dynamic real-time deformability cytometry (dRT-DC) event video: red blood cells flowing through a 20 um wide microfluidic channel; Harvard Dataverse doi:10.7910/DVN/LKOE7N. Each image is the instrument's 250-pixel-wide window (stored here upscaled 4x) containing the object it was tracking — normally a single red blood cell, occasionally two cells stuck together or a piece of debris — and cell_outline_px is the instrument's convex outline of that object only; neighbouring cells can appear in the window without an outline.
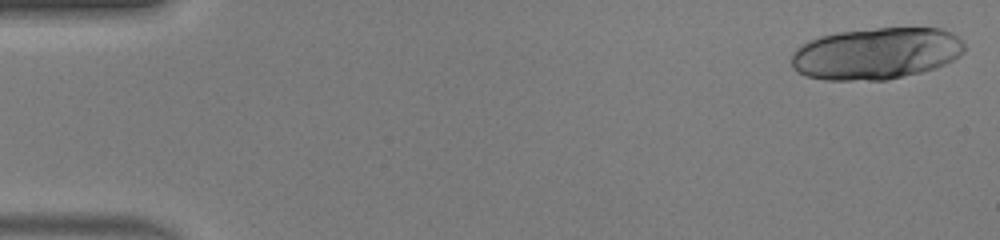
{"species": "human", "species_latin": "Homo sapiens", "temperature_condition": "warm", "stored_images_in_passage": 17, "camera_frame_rate_fps": 3000, "um_per_image_px": 0.085, "donor": {"sex": "male"}, "frame": {"image": 1, "passage_image": 1, "time_ms": 0.0, "image_size_px": [1000, 240], "cell_outline_px": [[964, 52], [960, 56], [936, 68], [888, 80], [824, 80], [808, 76], [796, 72], [792, 68], [792, 52], [796, 48], [808, 40], [820, 36], [836, 32], [876, 28], [940, 28], [952, 32], [964, 44]], "centroid_in_image_um": [74.45, 4.55], "position_along_channel_um": 10.5, "area_um2": 52.42}}
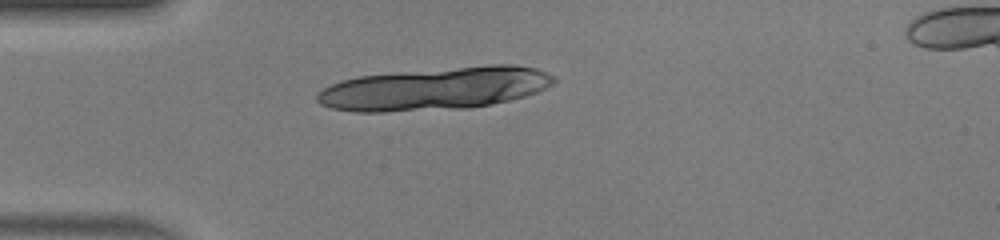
{"frame": {"image": 2, "passage_image": 13, "time_ms": 4.0, "image_size_px": [1000, 240], "cell_outline_px": [[556, 80], [552, 84], [536, 92], [524, 96], [492, 104], [468, 108], [384, 112], [356, 112], [332, 108], [320, 104], [316, 100], [316, 92], [340, 80], [360, 76], [488, 64], [512, 64], [536, 68], [556, 76]], "centroid_in_image_um": [36.96, 7.53], "position_along_channel_um": 48.0, "area_um2": 58.96}}